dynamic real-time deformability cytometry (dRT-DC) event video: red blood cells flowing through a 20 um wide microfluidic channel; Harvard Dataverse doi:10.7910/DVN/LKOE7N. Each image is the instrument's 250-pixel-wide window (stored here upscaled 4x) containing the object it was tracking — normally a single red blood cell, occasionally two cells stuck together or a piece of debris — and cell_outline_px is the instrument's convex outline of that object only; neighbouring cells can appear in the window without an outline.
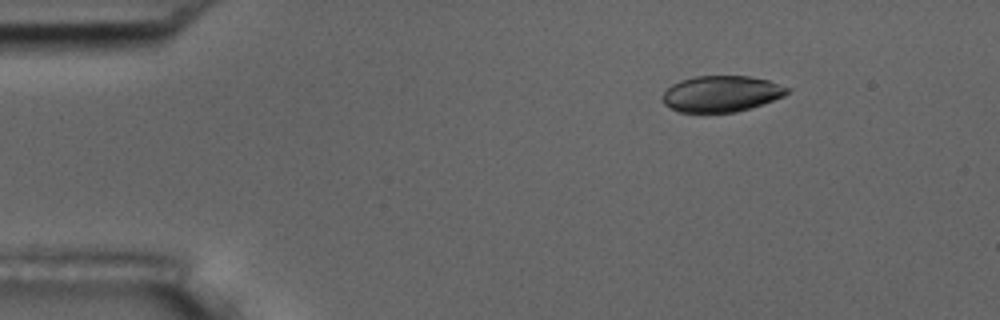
{"species": "common noctule bat (a hibernating species)", "species_latin": "Nyctalus noctula", "temperature_condition": "room temperature", "stored_images_in_passage": 8, "camera_frame_rate_fps": 3000, "um_per_image_px": 0.085, "animal": {"sex": "male", "body_mass_g": 17.5, "forearm_length_mm": 52.3}, "frame": {"image": 1, "passage_image": 2, "time_ms": 0.333, "image_size_px": [1000, 320], "cell_outline_px": [[792, 88], [784, 96], [752, 108], [736, 112], [680, 112], [664, 104], [664, 92], [672, 84], [680, 80], [696, 76], [748, 76], [768, 80]], "centroid_in_image_um": [61.36, 7.96], "position_along_channel_um": 23.6, "area_um2": 26.18}}
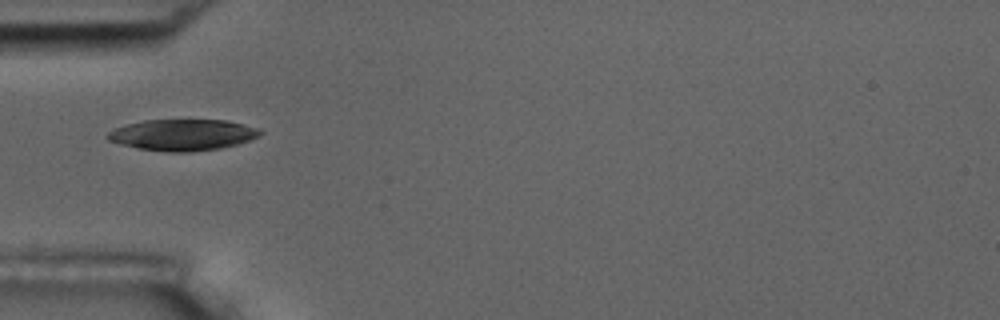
{"frame": {"image": 2, "passage_image": 5, "time_ms": 1.333, "image_size_px": [1000, 320], "cell_outline_px": [[264, 132], [260, 136], [236, 144], [220, 148], [188, 152], [168, 152], [136, 148], [120, 144], [108, 140], [104, 136], [112, 128], [144, 120], [224, 120], [260, 128]], "centroid_in_image_um": [15.49, 11.46], "position_along_channel_um": 69.5, "area_um2": 27.86}}
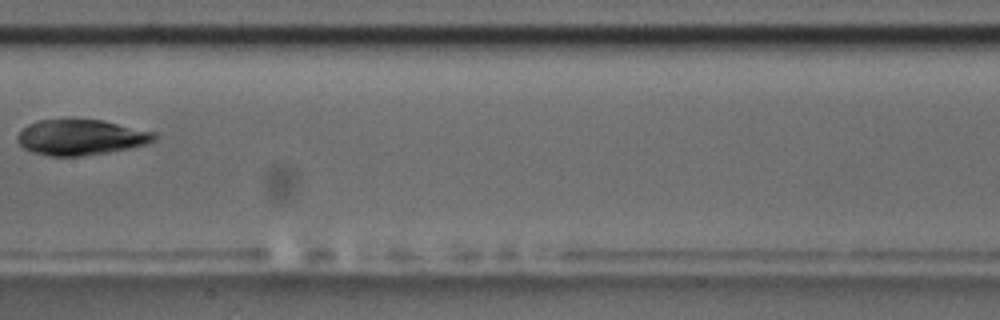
{"frame": {"image": 3, "passage_image": 8, "time_ms": 2.333, "image_size_px": [1000, 320], "cell_outline_px": [[156, 140], [144, 144], [128, 148], [108, 152], [80, 156], [48, 156], [32, 152], [24, 148], [16, 140], [16, 136], [28, 124], [36, 120], [100, 120], [156, 132]], "centroid_in_image_um": [6.84, 11.67], "position_along_channel_um": 200.6, "area_um2": 28.09}}